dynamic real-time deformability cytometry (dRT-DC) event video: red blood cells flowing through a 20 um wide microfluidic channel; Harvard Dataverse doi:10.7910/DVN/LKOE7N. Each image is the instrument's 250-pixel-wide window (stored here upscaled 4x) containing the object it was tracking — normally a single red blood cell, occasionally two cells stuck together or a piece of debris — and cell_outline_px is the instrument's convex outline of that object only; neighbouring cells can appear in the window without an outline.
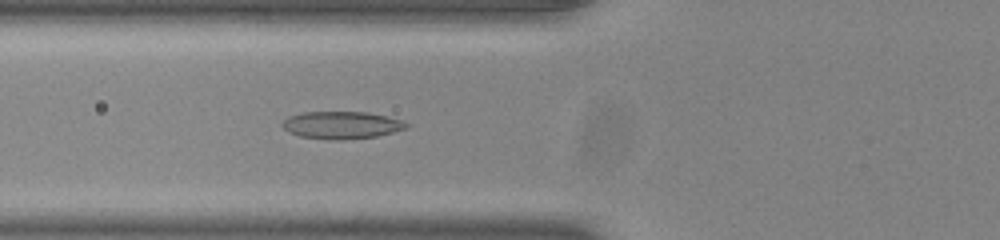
{"species": "common noctule bat (a hibernating species)", "species_latin": "Nyctalus noctula", "temperature_condition": "room temperature", "stored_images_in_passage": 50, "camera_frame_rate_fps": 3000, "um_per_image_px": 0.085, "animal": {"sex": "male", "body_mass_g": 20.0, "forearm_length_mm": 53.3}, "frame": {"image": 1, "passage_image": 18, "time_ms": 5.667, "image_size_px": [1000, 240], "cell_outline_px": [[408, 128], [376, 136], [340, 140], [328, 140], [300, 136], [288, 132], [280, 124], [288, 116], [304, 112], [368, 112], [388, 116], [404, 120], [408, 124]], "centroid_in_image_um": [29.04, 10.63], "position_along_channel_um": 96.8, "area_um2": 19.94}}
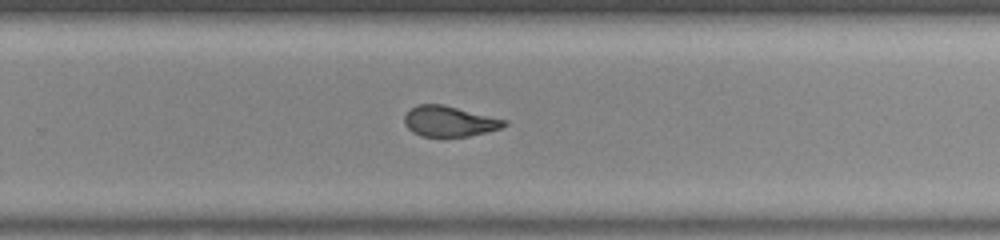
{"frame": {"image": 2, "passage_image": 33, "time_ms": 10.667, "image_size_px": [1000, 240], "cell_outline_px": [[508, 124], [500, 128], [468, 136], [420, 136], [412, 132], [404, 124], [404, 116], [416, 104], [444, 104], [508, 120]], "centroid_in_image_um": [38.19, 10.3], "position_along_channel_um": 291.6, "area_um2": 17.74}}
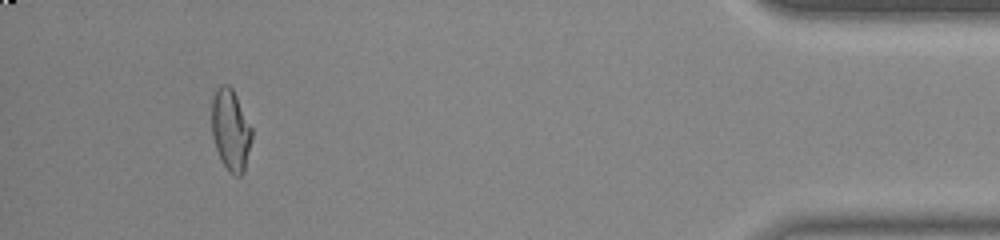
{"frame": {"image": 3, "passage_image": 47, "time_ms": 15.333, "image_size_px": [1000, 240], "cell_outline_px": [[252, 140], [244, 172], [240, 176], [236, 176], [228, 172], [220, 160], [212, 136], [212, 96], [216, 88], [220, 84], [228, 84], [232, 88], [252, 128]], "centroid_in_image_um": [19.6, 11.06], "position_along_channel_um": 415.6, "area_um2": 19.25}, "authors_computed_cell_mechanics": {"area_um2": 18.8717, "velocity_mm_per_s": 3.8988, "shape_relaxation_time_tau1_ms": null, "shape_relaxation_time_tau2_ms": 1.7606, "deformation_change_tau1": null, "deformation_change_tau2": 0.082}}